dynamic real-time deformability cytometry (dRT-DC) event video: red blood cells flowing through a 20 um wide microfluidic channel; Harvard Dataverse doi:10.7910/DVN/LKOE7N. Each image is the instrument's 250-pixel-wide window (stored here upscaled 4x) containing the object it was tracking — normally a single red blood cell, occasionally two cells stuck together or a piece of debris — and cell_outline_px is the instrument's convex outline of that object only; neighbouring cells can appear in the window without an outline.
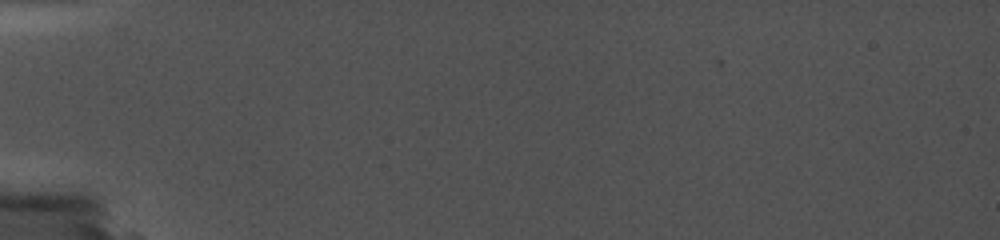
{"species": "common noctule bat (a hibernating species)", "species_latin": "Nyctalus noctula", "temperature_condition": "cold", "stored_images_in_passage": 3, "camera_frame_rate_fps": 5000, "um_per_image_px": 0.085, "animal": {"sex": "female", "body_mass_g": 19.0, "forearm_length_mm": 56.7}, "frame": {"image": 1, "passage_image": 3, "time_ms": 0.8, "image_size_px": [1000, 240], "cell_outline_px": [[684, 136], [644, 140], [628, 140], [572, 136], [524, 132], [516, 128], [548, 124], [652, 128], [680, 132]], "centroid_in_image_um": [51.21, 11.21], "position_along_channel_um": 33.8, "area_um2": 11.91}}